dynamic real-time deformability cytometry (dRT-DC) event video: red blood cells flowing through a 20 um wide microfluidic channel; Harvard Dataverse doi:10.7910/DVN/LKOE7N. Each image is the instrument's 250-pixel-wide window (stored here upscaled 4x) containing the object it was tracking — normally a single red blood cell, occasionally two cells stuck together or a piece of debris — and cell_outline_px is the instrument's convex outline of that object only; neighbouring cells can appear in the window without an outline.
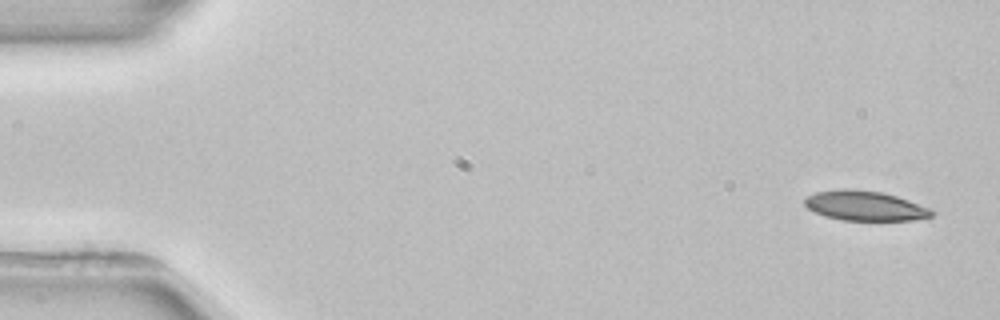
{"species": "common noctule bat (a hibernating species)", "species_latin": "Nyctalus noctula", "temperature_condition": "room temperature", "stored_images_in_passage": 4, "camera_frame_rate_fps": 3000, "um_per_image_px": 0.085, "animal": {"sex": "female", "body_mass_g": 22.7, "forearm_length_mm": 54.2}, "frame": {"image": 1, "passage_image": 1, "time_ms": 0.0, "image_size_px": [1000, 320], "cell_outline_px": [[936, 212], [932, 216], [912, 220], [844, 220], [828, 216], [816, 212], [808, 208], [804, 204], [804, 200], [808, 196], [816, 192], [840, 188], [848, 188], [880, 192], [896, 196], [932, 208]], "centroid_in_image_um": [73.55, 17.48], "position_along_channel_um": 11.4, "area_um2": 21.91}}
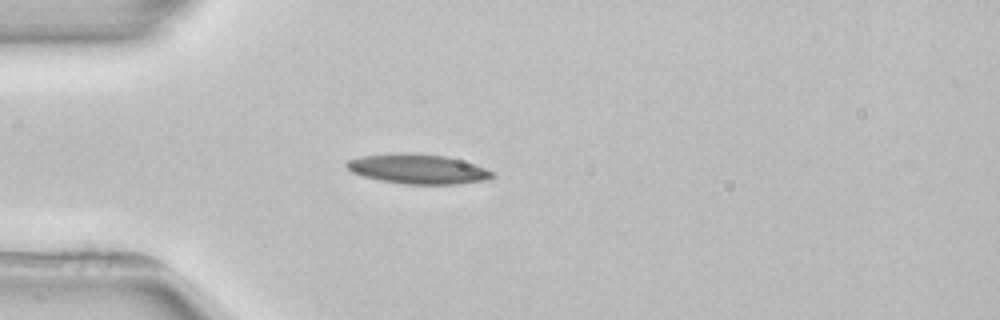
{"frame": {"image": 2, "passage_image": 4, "time_ms": 4.0, "image_size_px": [1000, 320], "cell_outline_px": [[492, 176], [484, 180], [456, 184], [404, 184], [380, 180], [364, 176], [352, 172], [344, 164], [348, 160], [360, 156], [400, 152], [408, 152], [444, 156], [460, 160], [484, 168], [492, 172]], "centroid_in_image_um": [35.44, 14.35], "position_along_channel_um": 49.6, "area_um2": 24.91}}